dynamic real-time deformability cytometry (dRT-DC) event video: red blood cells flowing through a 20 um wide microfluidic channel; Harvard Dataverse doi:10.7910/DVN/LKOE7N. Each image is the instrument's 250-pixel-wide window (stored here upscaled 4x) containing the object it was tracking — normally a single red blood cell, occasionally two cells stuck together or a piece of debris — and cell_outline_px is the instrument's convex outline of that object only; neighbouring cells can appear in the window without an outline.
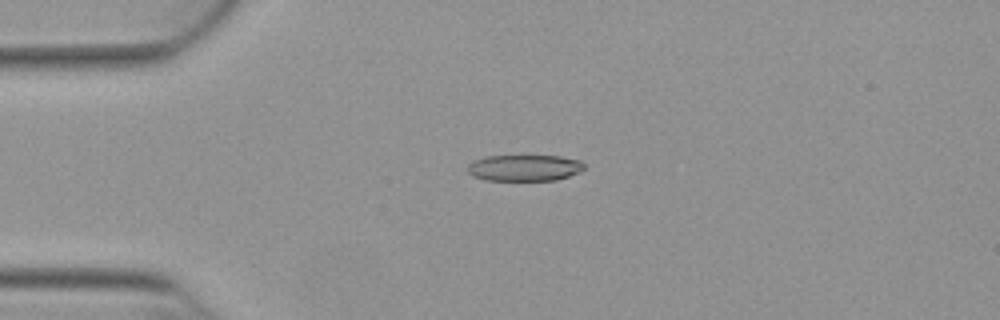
{"species": "Egyptian fruit bat (a non-hibernating species)", "species_latin": "Rousettus aegyptiacus", "temperature_condition": "warm", "stored_images_in_passage": 53, "camera_frame_rate_fps": 3000, "um_per_image_px": 0.085, "animal": {"sex": "female"}, "frame": {"image": 1, "passage_image": 13, "time_ms": 4.0, "image_size_px": [1000, 320], "cell_outline_px": [[584, 168], [580, 172], [556, 180], [484, 180], [472, 176], [464, 168], [472, 160], [488, 156], [560, 156], [580, 160], [584, 164]], "centroid_in_image_um": [44.53, 14.26], "position_along_channel_um": 40.5, "area_um2": 18.03}}
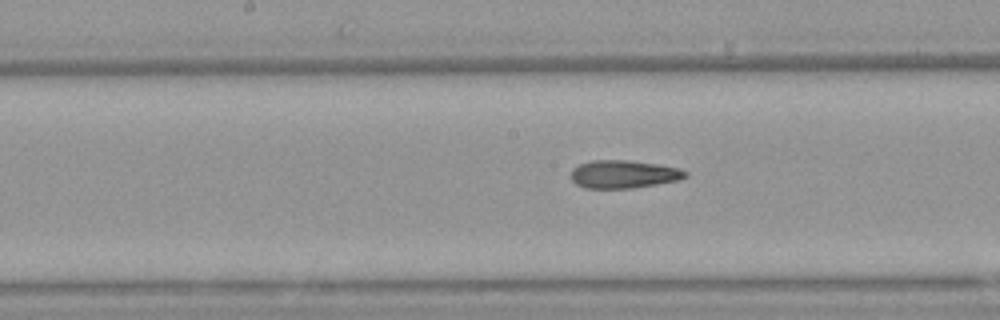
{"frame": {"image": 2, "passage_image": 27, "time_ms": 8.667, "image_size_px": [1000, 320], "cell_outline_px": [[688, 176], [680, 180], [632, 188], [584, 188], [576, 184], [572, 180], [572, 168], [580, 164], [592, 160], [628, 160], [660, 164], [680, 168], [688, 172]], "centroid_in_image_um": [53.04, 14.8], "position_along_channel_um": 195.2, "area_um2": 18.79}}
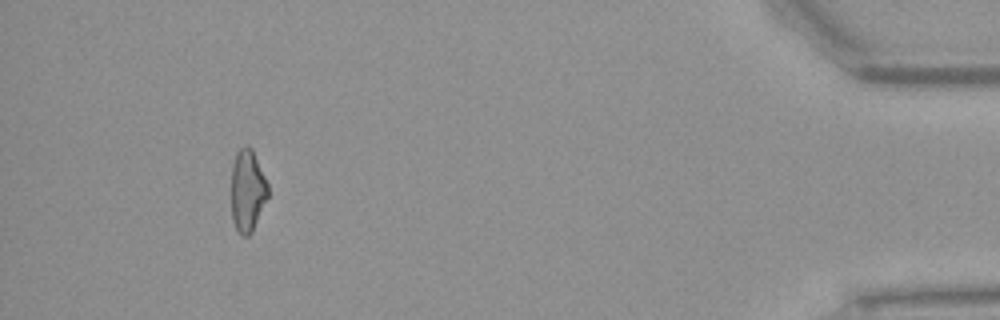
{"frame": {"image": 3, "passage_image": 49, "time_ms": 16.0, "image_size_px": [1000, 320], "cell_outline_px": [[268, 196], [252, 232], [248, 236], [240, 236], [232, 220], [232, 164], [236, 152], [244, 144], [248, 144], [252, 148], [268, 184]], "centroid_in_image_um": [21.03, 16.18], "position_along_channel_um": 414.2, "area_um2": 17.63}, "authors_computed_cell_mechanics": {"area_um2": 18.6694, "velocity_mm_per_s": 3.9017, "shape_relaxation_time_tau1_ms": null, "shape_relaxation_time_tau2_ms": 2.906, "deformation_change_tau1": null, "deformation_change_tau2": 0.1252}}